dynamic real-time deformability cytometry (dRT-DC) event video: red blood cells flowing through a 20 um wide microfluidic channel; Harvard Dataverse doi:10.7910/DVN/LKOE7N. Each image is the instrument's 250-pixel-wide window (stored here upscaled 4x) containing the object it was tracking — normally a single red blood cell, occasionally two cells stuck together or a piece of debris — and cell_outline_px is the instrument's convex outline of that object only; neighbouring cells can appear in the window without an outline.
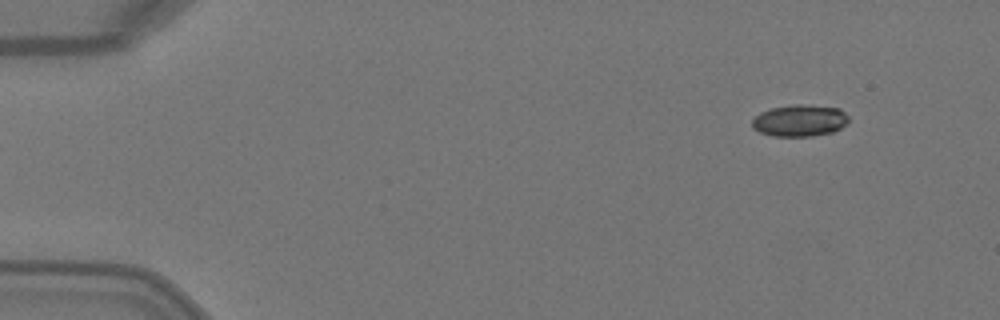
{"species": "Egyptian fruit bat (a non-hibernating species)", "species_latin": "Rousettus aegyptiacus", "temperature_condition": "warm", "stored_images_in_passage": 2, "camera_frame_rate_fps": 3000, "um_per_image_px": 0.085, "animal": {"sex": "female"}, "frame": {"image": 1, "passage_image": 2, "time_ms": 0.333, "image_size_px": [1000, 320], "cell_outline_px": [[848, 120], [840, 128], [832, 132], [812, 136], [772, 136], [760, 132], [752, 128], [752, 120], [760, 112], [772, 108], [796, 104], [800, 104], [840, 108], [848, 116]], "centroid_in_image_um": [67.95, 10.25], "position_along_channel_um": 17.0, "area_um2": 17.74}}